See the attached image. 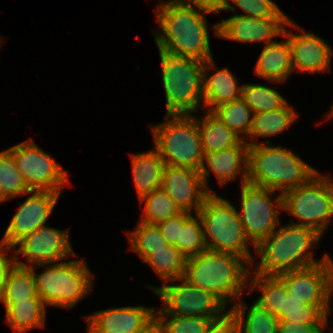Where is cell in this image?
Segmentation results:
<instances>
[{
  "label": "cell",
  "mask_w": 333,
  "mask_h": 333,
  "mask_svg": "<svg viewBox=\"0 0 333 333\" xmlns=\"http://www.w3.org/2000/svg\"><path fill=\"white\" fill-rule=\"evenodd\" d=\"M157 22L162 33L155 40L158 49L176 56H190L202 61L211 59L209 32L203 10L171 2L158 6Z\"/></svg>",
  "instance_id": "6da1fadb"
},
{
  "label": "cell",
  "mask_w": 333,
  "mask_h": 333,
  "mask_svg": "<svg viewBox=\"0 0 333 333\" xmlns=\"http://www.w3.org/2000/svg\"><path fill=\"white\" fill-rule=\"evenodd\" d=\"M320 237L314 229L293 223L275 229L255 246L256 253L261 255L255 274L278 275L323 262L328 254L315 261L313 252L308 250Z\"/></svg>",
  "instance_id": "7a4b0ae2"
},
{
  "label": "cell",
  "mask_w": 333,
  "mask_h": 333,
  "mask_svg": "<svg viewBox=\"0 0 333 333\" xmlns=\"http://www.w3.org/2000/svg\"><path fill=\"white\" fill-rule=\"evenodd\" d=\"M243 260L233 253L206 249L187 258L183 279L194 287L212 292L227 305L230 301L227 299L241 298V288L251 274L241 262Z\"/></svg>",
  "instance_id": "3957f363"
},
{
  "label": "cell",
  "mask_w": 333,
  "mask_h": 333,
  "mask_svg": "<svg viewBox=\"0 0 333 333\" xmlns=\"http://www.w3.org/2000/svg\"><path fill=\"white\" fill-rule=\"evenodd\" d=\"M249 144L248 183L280 190L281 193L306 184L318 171L304 163L290 149Z\"/></svg>",
  "instance_id": "277c9868"
},
{
  "label": "cell",
  "mask_w": 333,
  "mask_h": 333,
  "mask_svg": "<svg viewBox=\"0 0 333 333\" xmlns=\"http://www.w3.org/2000/svg\"><path fill=\"white\" fill-rule=\"evenodd\" d=\"M166 117L163 123L151 128L155 148L166 165L198 170L207 188L210 170H207L203 162L204 151L197 118L191 114H167Z\"/></svg>",
  "instance_id": "5b68a950"
},
{
  "label": "cell",
  "mask_w": 333,
  "mask_h": 333,
  "mask_svg": "<svg viewBox=\"0 0 333 333\" xmlns=\"http://www.w3.org/2000/svg\"><path fill=\"white\" fill-rule=\"evenodd\" d=\"M167 114L189 115L204 101L203 63L190 56H176L159 49ZM201 101V102H200Z\"/></svg>",
  "instance_id": "8992f818"
},
{
  "label": "cell",
  "mask_w": 333,
  "mask_h": 333,
  "mask_svg": "<svg viewBox=\"0 0 333 333\" xmlns=\"http://www.w3.org/2000/svg\"><path fill=\"white\" fill-rule=\"evenodd\" d=\"M196 214L200 216L208 250L233 253L252 264L253 257L246 244L250 240L238 211L230 202L210 193Z\"/></svg>",
  "instance_id": "52a82bcc"
},
{
  "label": "cell",
  "mask_w": 333,
  "mask_h": 333,
  "mask_svg": "<svg viewBox=\"0 0 333 333\" xmlns=\"http://www.w3.org/2000/svg\"><path fill=\"white\" fill-rule=\"evenodd\" d=\"M275 201L278 208L302 220L293 224L310 227L322 235L333 216V180L318 172L306 184L279 194Z\"/></svg>",
  "instance_id": "ba28073f"
},
{
  "label": "cell",
  "mask_w": 333,
  "mask_h": 333,
  "mask_svg": "<svg viewBox=\"0 0 333 333\" xmlns=\"http://www.w3.org/2000/svg\"><path fill=\"white\" fill-rule=\"evenodd\" d=\"M38 296L45 305L71 308L91 291L93 277L83 260L58 262L35 275Z\"/></svg>",
  "instance_id": "9c48e42d"
},
{
  "label": "cell",
  "mask_w": 333,
  "mask_h": 333,
  "mask_svg": "<svg viewBox=\"0 0 333 333\" xmlns=\"http://www.w3.org/2000/svg\"><path fill=\"white\" fill-rule=\"evenodd\" d=\"M8 150L30 191L61 193L63 185L68 181L67 172L32 140L19 143Z\"/></svg>",
  "instance_id": "30bf717a"
},
{
  "label": "cell",
  "mask_w": 333,
  "mask_h": 333,
  "mask_svg": "<svg viewBox=\"0 0 333 333\" xmlns=\"http://www.w3.org/2000/svg\"><path fill=\"white\" fill-rule=\"evenodd\" d=\"M179 285H164L154 287L157 295L164 300L166 307L158 310V315L173 314L179 316H201L205 318H222L225 303L212 292L194 287L183 278Z\"/></svg>",
  "instance_id": "8fae6325"
},
{
  "label": "cell",
  "mask_w": 333,
  "mask_h": 333,
  "mask_svg": "<svg viewBox=\"0 0 333 333\" xmlns=\"http://www.w3.org/2000/svg\"><path fill=\"white\" fill-rule=\"evenodd\" d=\"M287 293L307 305L329 306L333 293V261L327 256L323 262L276 275Z\"/></svg>",
  "instance_id": "7c38bea8"
},
{
  "label": "cell",
  "mask_w": 333,
  "mask_h": 333,
  "mask_svg": "<svg viewBox=\"0 0 333 333\" xmlns=\"http://www.w3.org/2000/svg\"><path fill=\"white\" fill-rule=\"evenodd\" d=\"M274 192L275 190L249 183L242 185V211L238 214L254 248L261 240L268 237L279 223L278 213L269 197V194Z\"/></svg>",
  "instance_id": "4fadbf2b"
},
{
  "label": "cell",
  "mask_w": 333,
  "mask_h": 333,
  "mask_svg": "<svg viewBox=\"0 0 333 333\" xmlns=\"http://www.w3.org/2000/svg\"><path fill=\"white\" fill-rule=\"evenodd\" d=\"M68 232L46 225L22 237L13 246H19L15 254L21 253L32 265L44 266L73 256Z\"/></svg>",
  "instance_id": "5bb4252c"
},
{
  "label": "cell",
  "mask_w": 333,
  "mask_h": 333,
  "mask_svg": "<svg viewBox=\"0 0 333 333\" xmlns=\"http://www.w3.org/2000/svg\"><path fill=\"white\" fill-rule=\"evenodd\" d=\"M296 24L289 18H256L234 15L214 25L215 35L239 42H263L269 44L273 37L282 35L284 26Z\"/></svg>",
  "instance_id": "9a60e30c"
},
{
  "label": "cell",
  "mask_w": 333,
  "mask_h": 333,
  "mask_svg": "<svg viewBox=\"0 0 333 333\" xmlns=\"http://www.w3.org/2000/svg\"><path fill=\"white\" fill-rule=\"evenodd\" d=\"M183 210L198 212L206 197L211 193L206 189L198 170L188 167L165 165L161 187ZM194 207V208H192Z\"/></svg>",
  "instance_id": "2e32d148"
},
{
  "label": "cell",
  "mask_w": 333,
  "mask_h": 333,
  "mask_svg": "<svg viewBox=\"0 0 333 333\" xmlns=\"http://www.w3.org/2000/svg\"><path fill=\"white\" fill-rule=\"evenodd\" d=\"M34 193L23 202L10 221L2 241L14 245L22 237L45 225L53 211L60 193L31 191Z\"/></svg>",
  "instance_id": "e0dca14e"
},
{
  "label": "cell",
  "mask_w": 333,
  "mask_h": 333,
  "mask_svg": "<svg viewBox=\"0 0 333 333\" xmlns=\"http://www.w3.org/2000/svg\"><path fill=\"white\" fill-rule=\"evenodd\" d=\"M154 309L127 306L98 311L86 318L89 333H142L155 321Z\"/></svg>",
  "instance_id": "ac0fdd59"
},
{
  "label": "cell",
  "mask_w": 333,
  "mask_h": 333,
  "mask_svg": "<svg viewBox=\"0 0 333 333\" xmlns=\"http://www.w3.org/2000/svg\"><path fill=\"white\" fill-rule=\"evenodd\" d=\"M282 35L291 48L293 70L322 72L330 69L332 50L317 35L308 32L293 35L285 27Z\"/></svg>",
  "instance_id": "d6986e66"
},
{
  "label": "cell",
  "mask_w": 333,
  "mask_h": 333,
  "mask_svg": "<svg viewBox=\"0 0 333 333\" xmlns=\"http://www.w3.org/2000/svg\"><path fill=\"white\" fill-rule=\"evenodd\" d=\"M208 167L214 172L223 185L229 180L236 178L237 173L242 170V185L248 183L249 144L242 140L238 145L225 150L204 153ZM245 168H241V164Z\"/></svg>",
  "instance_id": "ffe728a7"
},
{
  "label": "cell",
  "mask_w": 333,
  "mask_h": 333,
  "mask_svg": "<svg viewBox=\"0 0 333 333\" xmlns=\"http://www.w3.org/2000/svg\"><path fill=\"white\" fill-rule=\"evenodd\" d=\"M213 59H208L203 63V97L205 105L211 107L213 111L219 105L231 102L241 97L242 86L237 85V80L227 68L219 70L209 78L205 77L206 69L214 67Z\"/></svg>",
  "instance_id": "44dd1931"
},
{
  "label": "cell",
  "mask_w": 333,
  "mask_h": 333,
  "mask_svg": "<svg viewBox=\"0 0 333 333\" xmlns=\"http://www.w3.org/2000/svg\"><path fill=\"white\" fill-rule=\"evenodd\" d=\"M292 71V53L288 40L265 45L255 65V73L258 76L271 82H281L285 81Z\"/></svg>",
  "instance_id": "7402d4cb"
},
{
  "label": "cell",
  "mask_w": 333,
  "mask_h": 333,
  "mask_svg": "<svg viewBox=\"0 0 333 333\" xmlns=\"http://www.w3.org/2000/svg\"><path fill=\"white\" fill-rule=\"evenodd\" d=\"M165 165L156 148L154 151L133 155V179L139 198L160 189Z\"/></svg>",
  "instance_id": "603a6c76"
},
{
  "label": "cell",
  "mask_w": 333,
  "mask_h": 333,
  "mask_svg": "<svg viewBox=\"0 0 333 333\" xmlns=\"http://www.w3.org/2000/svg\"><path fill=\"white\" fill-rule=\"evenodd\" d=\"M205 116L203 121L197 118L204 153L229 149L243 140L212 111H209Z\"/></svg>",
  "instance_id": "cb8c5ba5"
},
{
  "label": "cell",
  "mask_w": 333,
  "mask_h": 333,
  "mask_svg": "<svg viewBox=\"0 0 333 333\" xmlns=\"http://www.w3.org/2000/svg\"><path fill=\"white\" fill-rule=\"evenodd\" d=\"M3 303L6 309L5 321L15 333H24L29 329L44 326L46 310L42 299Z\"/></svg>",
  "instance_id": "d4e9b609"
},
{
  "label": "cell",
  "mask_w": 333,
  "mask_h": 333,
  "mask_svg": "<svg viewBox=\"0 0 333 333\" xmlns=\"http://www.w3.org/2000/svg\"><path fill=\"white\" fill-rule=\"evenodd\" d=\"M329 306L307 305L289 293H282L279 321L303 324H327Z\"/></svg>",
  "instance_id": "484cf974"
},
{
  "label": "cell",
  "mask_w": 333,
  "mask_h": 333,
  "mask_svg": "<svg viewBox=\"0 0 333 333\" xmlns=\"http://www.w3.org/2000/svg\"><path fill=\"white\" fill-rule=\"evenodd\" d=\"M245 309L246 305L236 303L230 310L238 323L240 333H277L279 319L276 315L254 303L249 308L246 319H244Z\"/></svg>",
  "instance_id": "4316f807"
},
{
  "label": "cell",
  "mask_w": 333,
  "mask_h": 333,
  "mask_svg": "<svg viewBox=\"0 0 333 333\" xmlns=\"http://www.w3.org/2000/svg\"><path fill=\"white\" fill-rule=\"evenodd\" d=\"M28 299H41L38 296L34 273L29 265L16 261L10 271L0 302H16Z\"/></svg>",
  "instance_id": "83f0119b"
},
{
  "label": "cell",
  "mask_w": 333,
  "mask_h": 333,
  "mask_svg": "<svg viewBox=\"0 0 333 333\" xmlns=\"http://www.w3.org/2000/svg\"><path fill=\"white\" fill-rule=\"evenodd\" d=\"M148 262L163 281L181 280L185 273L187 258L175 245L153 251Z\"/></svg>",
  "instance_id": "f1b7e54d"
},
{
  "label": "cell",
  "mask_w": 333,
  "mask_h": 333,
  "mask_svg": "<svg viewBox=\"0 0 333 333\" xmlns=\"http://www.w3.org/2000/svg\"><path fill=\"white\" fill-rule=\"evenodd\" d=\"M250 136H274L284 131L296 119L294 110L286 103L269 112L253 114Z\"/></svg>",
  "instance_id": "f546056e"
},
{
  "label": "cell",
  "mask_w": 333,
  "mask_h": 333,
  "mask_svg": "<svg viewBox=\"0 0 333 333\" xmlns=\"http://www.w3.org/2000/svg\"><path fill=\"white\" fill-rule=\"evenodd\" d=\"M140 201H145L143 210L145 216L142 215L143 219L141 221L148 224L157 225L184 212L161 188L144 195L140 198Z\"/></svg>",
  "instance_id": "4dcf8cb0"
},
{
  "label": "cell",
  "mask_w": 333,
  "mask_h": 333,
  "mask_svg": "<svg viewBox=\"0 0 333 333\" xmlns=\"http://www.w3.org/2000/svg\"><path fill=\"white\" fill-rule=\"evenodd\" d=\"M212 112L242 139H244V136L239 135V133L249 135L254 115L251 108L241 97L219 105Z\"/></svg>",
  "instance_id": "1f68e13d"
},
{
  "label": "cell",
  "mask_w": 333,
  "mask_h": 333,
  "mask_svg": "<svg viewBox=\"0 0 333 333\" xmlns=\"http://www.w3.org/2000/svg\"><path fill=\"white\" fill-rule=\"evenodd\" d=\"M251 281L249 292L255 287L262 291V295L256 300L261 308L265 309L271 314H274L279 319V308L282 302V293H286L284 283L276 275H261L254 274Z\"/></svg>",
  "instance_id": "d6a6232c"
},
{
  "label": "cell",
  "mask_w": 333,
  "mask_h": 333,
  "mask_svg": "<svg viewBox=\"0 0 333 333\" xmlns=\"http://www.w3.org/2000/svg\"><path fill=\"white\" fill-rule=\"evenodd\" d=\"M241 86V98L251 108L253 114L276 110L287 103L286 100L272 88L256 84H245Z\"/></svg>",
  "instance_id": "836d02e7"
},
{
  "label": "cell",
  "mask_w": 333,
  "mask_h": 333,
  "mask_svg": "<svg viewBox=\"0 0 333 333\" xmlns=\"http://www.w3.org/2000/svg\"><path fill=\"white\" fill-rule=\"evenodd\" d=\"M0 192L6 200L31 193L9 150L0 152Z\"/></svg>",
  "instance_id": "e575fe53"
},
{
  "label": "cell",
  "mask_w": 333,
  "mask_h": 333,
  "mask_svg": "<svg viewBox=\"0 0 333 333\" xmlns=\"http://www.w3.org/2000/svg\"><path fill=\"white\" fill-rule=\"evenodd\" d=\"M134 231L129 238L131 248L141 256L143 262L153 254V251L168 246L156 224L141 221Z\"/></svg>",
  "instance_id": "d590c367"
},
{
  "label": "cell",
  "mask_w": 333,
  "mask_h": 333,
  "mask_svg": "<svg viewBox=\"0 0 333 333\" xmlns=\"http://www.w3.org/2000/svg\"><path fill=\"white\" fill-rule=\"evenodd\" d=\"M197 219L191 216L180 227V242H177L175 247L180 250L186 258L196 256L207 249L203 226L200 216L198 214Z\"/></svg>",
  "instance_id": "8d00e7d4"
},
{
  "label": "cell",
  "mask_w": 333,
  "mask_h": 333,
  "mask_svg": "<svg viewBox=\"0 0 333 333\" xmlns=\"http://www.w3.org/2000/svg\"><path fill=\"white\" fill-rule=\"evenodd\" d=\"M169 320L164 316H155L156 322L161 326L163 333H206L210 324L221 318H205L201 316H179L167 314Z\"/></svg>",
  "instance_id": "74e56055"
},
{
  "label": "cell",
  "mask_w": 333,
  "mask_h": 333,
  "mask_svg": "<svg viewBox=\"0 0 333 333\" xmlns=\"http://www.w3.org/2000/svg\"><path fill=\"white\" fill-rule=\"evenodd\" d=\"M248 14L256 18H288L271 0H232Z\"/></svg>",
  "instance_id": "f35d334b"
},
{
  "label": "cell",
  "mask_w": 333,
  "mask_h": 333,
  "mask_svg": "<svg viewBox=\"0 0 333 333\" xmlns=\"http://www.w3.org/2000/svg\"><path fill=\"white\" fill-rule=\"evenodd\" d=\"M191 212L184 211L178 216L169 218L157 224L162 236L168 244L176 245L180 242V227L192 216Z\"/></svg>",
  "instance_id": "ab89813d"
},
{
  "label": "cell",
  "mask_w": 333,
  "mask_h": 333,
  "mask_svg": "<svg viewBox=\"0 0 333 333\" xmlns=\"http://www.w3.org/2000/svg\"><path fill=\"white\" fill-rule=\"evenodd\" d=\"M169 2L180 6H195V8L203 10V12L216 13L221 10H231L235 12V8L231 6L228 0H170Z\"/></svg>",
  "instance_id": "60d3db41"
},
{
  "label": "cell",
  "mask_w": 333,
  "mask_h": 333,
  "mask_svg": "<svg viewBox=\"0 0 333 333\" xmlns=\"http://www.w3.org/2000/svg\"><path fill=\"white\" fill-rule=\"evenodd\" d=\"M13 247V245L5 243L2 240L0 242V299L3 296L10 271L15 267L17 261L16 255H13L12 259L7 258L5 257V252L3 251L9 250Z\"/></svg>",
  "instance_id": "b9f144b4"
},
{
  "label": "cell",
  "mask_w": 333,
  "mask_h": 333,
  "mask_svg": "<svg viewBox=\"0 0 333 333\" xmlns=\"http://www.w3.org/2000/svg\"><path fill=\"white\" fill-rule=\"evenodd\" d=\"M325 324L279 321L277 333H322Z\"/></svg>",
  "instance_id": "7bdbcfd3"
},
{
  "label": "cell",
  "mask_w": 333,
  "mask_h": 333,
  "mask_svg": "<svg viewBox=\"0 0 333 333\" xmlns=\"http://www.w3.org/2000/svg\"><path fill=\"white\" fill-rule=\"evenodd\" d=\"M206 333H240L238 323L230 311L221 319L213 321Z\"/></svg>",
  "instance_id": "ee69618b"
},
{
  "label": "cell",
  "mask_w": 333,
  "mask_h": 333,
  "mask_svg": "<svg viewBox=\"0 0 333 333\" xmlns=\"http://www.w3.org/2000/svg\"><path fill=\"white\" fill-rule=\"evenodd\" d=\"M142 333H163V330H162L161 326L155 320Z\"/></svg>",
  "instance_id": "f6af8a7d"
},
{
  "label": "cell",
  "mask_w": 333,
  "mask_h": 333,
  "mask_svg": "<svg viewBox=\"0 0 333 333\" xmlns=\"http://www.w3.org/2000/svg\"><path fill=\"white\" fill-rule=\"evenodd\" d=\"M332 117H333V107L331 108V112L328 114V118L327 119L332 118Z\"/></svg>",
  "instance_id": "bcb514c9"
},
{
  "label": "cell",
  "mask_w": 333,
  "mask_h": 333,
  "mask_svg": "<svg viewBox=\"0 0 333 333\" xmlns=\"http://www.w3.org/2000/svg\"><path fill=\"white\" fill-rule=\"evenodd\" d=\"M3 201L5 202V201H7V200L3 197V195H2L1 192H0V203L3 202Z\"/></svg>",
  "instance_id": "7dc6e473"
}]
</instances>
